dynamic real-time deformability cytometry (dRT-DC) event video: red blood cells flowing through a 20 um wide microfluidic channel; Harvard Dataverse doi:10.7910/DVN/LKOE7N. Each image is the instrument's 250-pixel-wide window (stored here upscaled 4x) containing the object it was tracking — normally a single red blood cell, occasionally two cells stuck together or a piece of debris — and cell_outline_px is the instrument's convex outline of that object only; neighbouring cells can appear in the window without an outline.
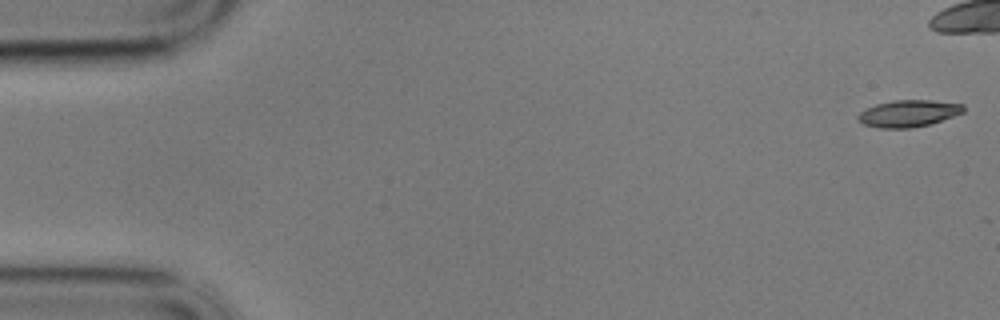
{"species": "common noctule bat (a hibernating species)", "species_latin": "Nyctalus noctula", "temperature_condition": "cold", "stored_images_in_passage": 21, "camera_frame_rate_fps": 3000, "um_per_image_px": 0.085, "animal": {"sex": "male", "body_mass_g": 17.9}, "frame": {"image": 1, "passage_image": 1, "time_ms": 0.0, "image_size_px": [1000, 320], "cell_outline_px": [[964, 112], [928, 124], [912, 128], [880, 128], [864, 124], [856, 116], [860, 112], [876, 104], [892, 100], [932, 100], [964, 104]], "centroid_in_image_um": [77.22, 9.63], "position_along_channel_um": 7.8, "area_um2": 16.3}}